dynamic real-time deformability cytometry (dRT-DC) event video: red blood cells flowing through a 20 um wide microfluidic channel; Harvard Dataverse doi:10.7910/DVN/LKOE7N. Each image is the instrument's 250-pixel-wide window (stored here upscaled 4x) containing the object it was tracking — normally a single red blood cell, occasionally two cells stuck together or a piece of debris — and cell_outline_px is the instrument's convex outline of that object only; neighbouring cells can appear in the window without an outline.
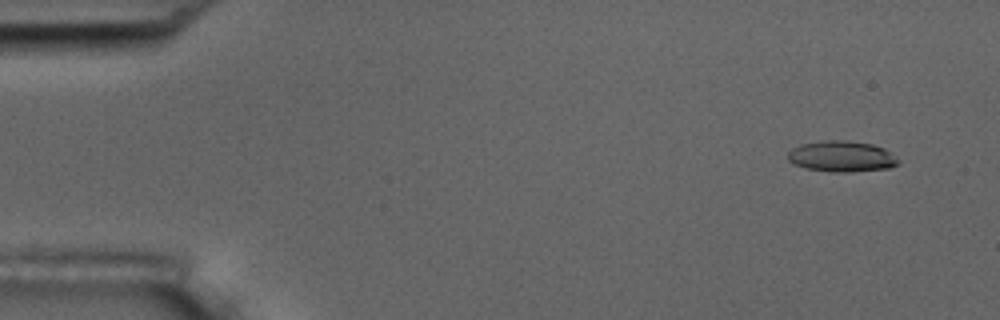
{"species": "common noctule bat (a hibernating species)", "species_latin": "Nyctalus noctula", "temperature_condition": "room temperature", "stored_images_in_passage": 4, "camera_frame_rate_fps": 3000, "um_per_image_px": 0.085, "animal": {"sex": "male", "body_mass_g": 17.5, "forearm_length_mm": 52.3}, "frame": {"image": 1, "passage_image": 1, "time_ms": 0.0, "image_size_px": [1000, 320], "cell_outline_px": [[900, 164], [888, 168], [848, 172], [828, 172], [808, 168], [796, 164], [788, 160], [788, 152], [792, 148], [800, 144], [824, 140], [848, 140], [872, 144], [884, 148], [896, 156], [900, 160]], "centroid_in_image_um": [71.57, 13.28], "position_along_channel_um": 13.4, "area_um2": 20.0}}
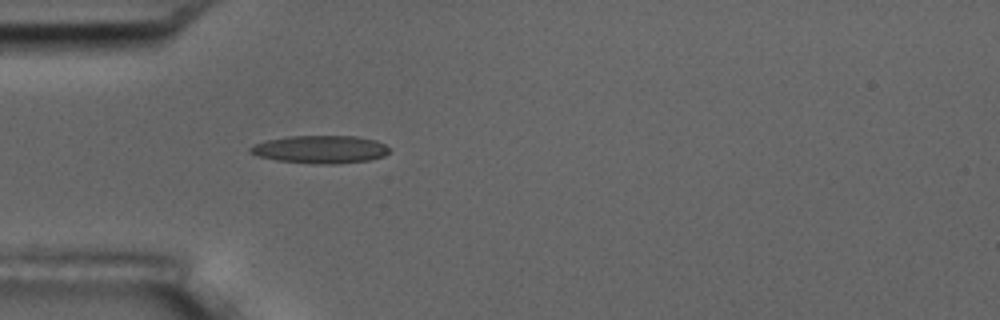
{"frame": {"image": 2, "passage_image": 4, "time_ms": 1.0, "image_size_px": [1000, 320], "cell_outline_px": [[388, 152], [384, 156], [368, 160], [336, 164], [312, 164], [276, 160], [256, 156], [248, 152], [248, 148], [252, 144], [268, 140], [288, 136], [356, 136], [376, 140], [384, 144], [388, 148]], "centroid_in_image_um": [27.17, 12.7], "position_along_channel_um": 57.8, "area_um2": 22.72}}